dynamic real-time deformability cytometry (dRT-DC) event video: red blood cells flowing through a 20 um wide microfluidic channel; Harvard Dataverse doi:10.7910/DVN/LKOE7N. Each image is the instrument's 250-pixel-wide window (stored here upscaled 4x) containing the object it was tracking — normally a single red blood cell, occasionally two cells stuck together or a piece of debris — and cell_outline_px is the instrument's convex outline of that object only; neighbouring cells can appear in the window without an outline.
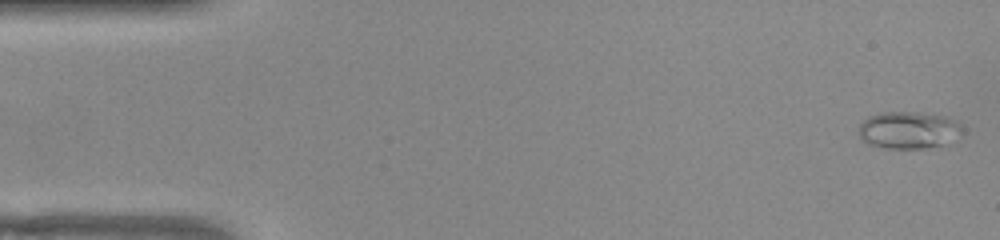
{"species": "common noctule bat (a hibernating species)", "species_latin": "Nyctalus noctula", "temperature_condition": "warm", "stored_images_in_passage": 52, "camera_frame_rate_fps": 3000, "um_per_image_px": 0.085, "animal": {"sex": "female", "body_mass_g": 22.0, "forearm_length_mm": 56.7}, "frame": {"image": 1, "passage_image": 2, "time_ms": 0.333, "image_size_px": [1000, 240], "cell_outline_px": [[964, 128], [944, 148], [884, 148], [868, 144], [860, 136], [860, 124], [868, 116], [884, 112], [916, 112], [944, 116], [960, 124]], "centroid_in_image_um": [77.25, 11.08], "position_along_channel_um": 7.7, "area_um2": 22.48}}
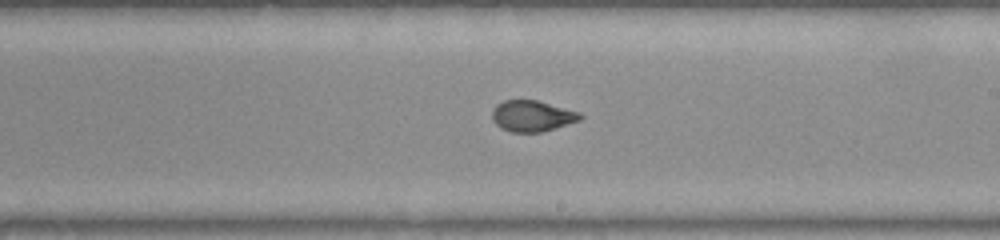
{"frame": {"image": 2, "passage_image": 30, "time_ms": 9.667, "image_size_px": [1000, 240], "cell_outline_px": [[584, 116], [580, 120], [540, 132], [512, 132], [500, 128], [492, 120], [492, 108], [496, 104], [504, 100], [536, 100], [580, 112]], "centroid_in_image_um": [45.2, 9.85], "position_along_channel_um": 243.8, "area_um2": 15.9}}
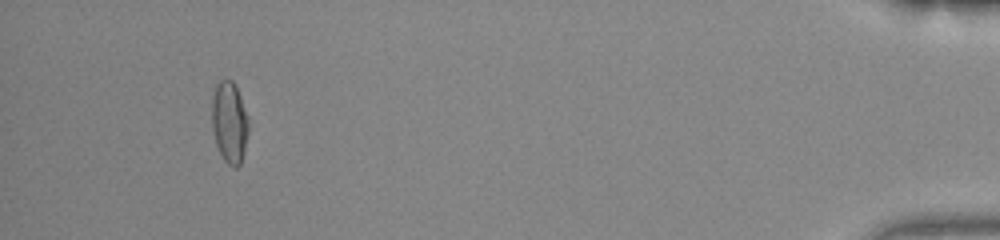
{"frame": {"image": 3, "passage_image": 49, "time_ms": 16.0, "image_size_px": [1000, 240], "cell_outline_px": [[248, 132], [244, 152], [240, 164], [236, 168], [228, 164], [224, 160], [216, 144], [212, 128], [212, 96], [216, 84], [220, 80], [232, 80], [236, 84], [248, 116]], "centroid_in_image_um": [19.51, 10.37], "position_along_channel_um": 415.7, "area_um2": 17.51}, "authors_computed_cell_mechanics": {"area_um2": 17.1666, "velocity_mm_per_s": 3.9032, "shape_relaxation_time_tau1_ms": 6.9727, "shape_relaxation_time_tau2_ms": 1.3297, "deformation_change_tau1": 0.2094, "deformation_change_tau2": 0.0588}}